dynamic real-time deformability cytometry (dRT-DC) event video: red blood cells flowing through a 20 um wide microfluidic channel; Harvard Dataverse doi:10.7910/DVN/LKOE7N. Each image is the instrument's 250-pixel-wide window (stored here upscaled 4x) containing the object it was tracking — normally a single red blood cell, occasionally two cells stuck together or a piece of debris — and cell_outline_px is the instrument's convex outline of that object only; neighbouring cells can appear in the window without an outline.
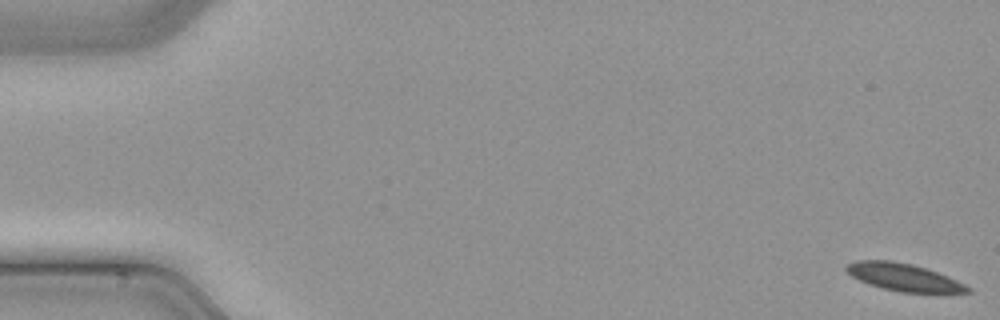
{"species": "common noctule bat (a hibernating species)", "species_latin": "Nyctalus noctula", "temperature_condition": "cold", "stored_images_in_passage": 10, "camera_frame_rate_fps": 3000, "um_per_image_px": 0.085, "animal": {"sex": "male", "body_mass_g": 21.5, "forearm_length_mm": 52.0}, "frame": {"image": 1, "passage_image": 1, "time_ms": 0.0, "image_size_px": [1000, 320], "cell_outline_px": [[972, 292], [900, 292], [868, 284], [852, 276], [844, 268], [848, 264], [856, 260], [892, 260], [912, 264], [948, 276], [972, 288]], "centroid_in_image_um": [76.8, 23.55], "position_along_channel_um": 8.2, "area_um2": 19.13}}